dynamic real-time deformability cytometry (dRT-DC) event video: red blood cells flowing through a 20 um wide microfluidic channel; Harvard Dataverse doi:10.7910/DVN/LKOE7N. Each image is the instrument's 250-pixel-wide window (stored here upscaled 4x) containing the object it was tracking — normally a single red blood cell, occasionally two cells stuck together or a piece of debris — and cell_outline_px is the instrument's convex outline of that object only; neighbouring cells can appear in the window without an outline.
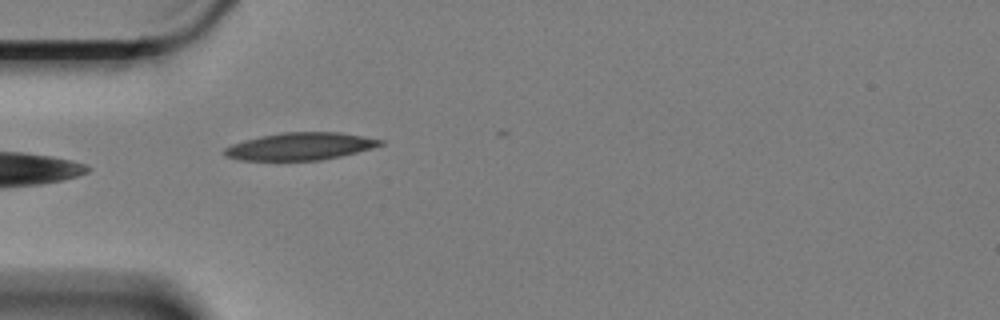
{"species": "Egyptian fruit bat (a non-hibernating species)", "species_latin": "Rousettus aegyptiacus", "temperature_condition": "cold", "stored_images_in_passage": 2, "camera_frame_rate_fps": 3000, "um_per_image_px": 0.085, "animal": {"sex": "female"}, "frame": {"image": 1, "passage_image": 2, "time_ms": 0.333, "image_size_px": [1000, 320], "cell_outline_px": [[384, 144], [372, 148], [340, 156], [320, 160], [240, 160], [224, 156], [224, 148], [232, 144], [244, 140], [260, 136], [284, 132], [340, 132], [364, 136], [384, 140]], "centroid_in_image_um": [25.52, 12.43], "position_along_channel_um": 59.5, "area_um2": 24.85}}